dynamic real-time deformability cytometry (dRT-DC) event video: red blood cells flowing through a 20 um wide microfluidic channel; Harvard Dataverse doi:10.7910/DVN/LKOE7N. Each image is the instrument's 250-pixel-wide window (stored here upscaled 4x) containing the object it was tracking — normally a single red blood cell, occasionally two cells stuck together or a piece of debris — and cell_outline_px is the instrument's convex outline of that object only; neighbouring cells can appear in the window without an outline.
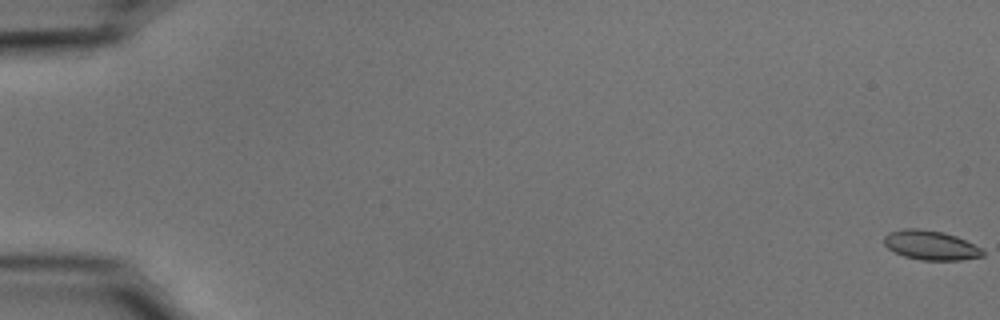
{"species": "common noctule bat (a hibernating species)", "species_latin": "Nyctalus noctula", "temperature_condition": "cold", "stored_images_in_passage": 56, "camera_frame_rate_fps": 3000, "um_per_image_px": 0.085, "animal": {"sex": "male", "body_mass_g": 15.6}, "frame": {"image": 1, "passage_image": 1, "time_ms": 0.0, "image_size_px": [1000, 320], "cell_outline_px": [[984, 256], [960, 260], [920, 260], [904, 256], [888, 248], [884, 244], [884, 236], [888, 232], [904, 228], [920, 228], [944, 232], [956, 236], [980, 248], [984, 252]], "centroid_in_image_um": [79.08, 20.83], "position_along_channel_um": 5.9, "area_um2": 16.88}}
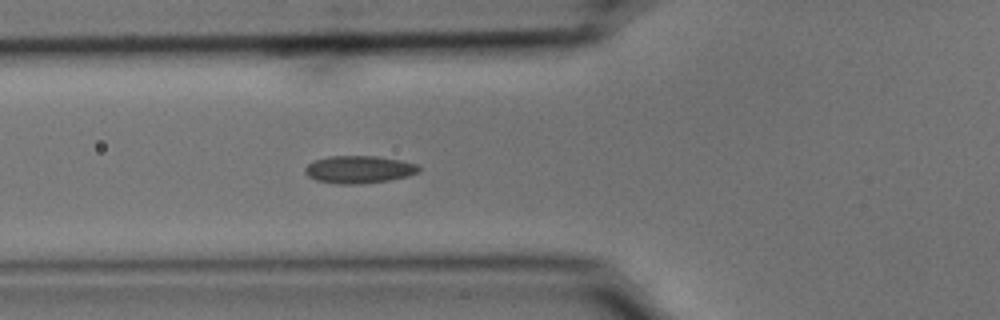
{"frame": {"image": 2, "passage_image": 22, "time_ms": 7.0, "image_size_px": [1000, 320], "cell_outline_px": [[420, 172], [408, 176], [388, 180], [356, 184], [336, 184], [316, 180], [308, 176], [304, 172], [304, 168], [312, 160], [328, 156], [376, 156], [400, 160], [416, 164], [420, 168]], "centroid_in_image_um": [30.48, 14.4], "position_along_channel_um": 95.3, "area_um2": 18.32}}
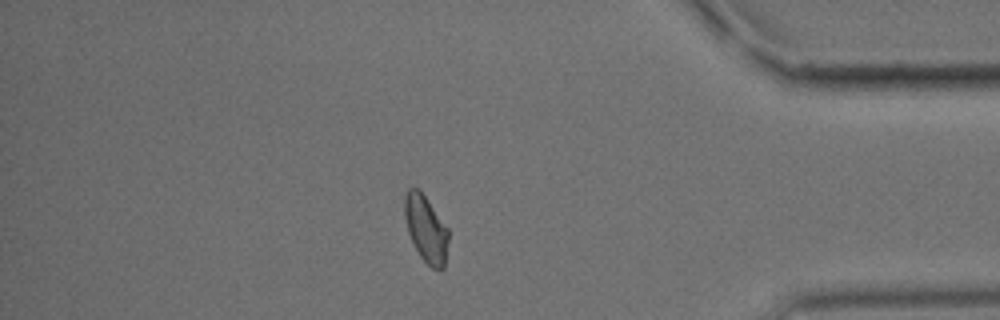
{"frame": {"image": 3, "passage_image": 49, "time_ms": 16.0, "image_size_px": [1000, 320], "cell_outline_px": [[448, 240], [444, 268], [440, 272], [432, 268], [420, 256], [408, 232], [404, 216], [404, 196], [408, 188], [420, 188], [448, 228]], "centroid_in_image_um": [36.2, 19.43], "position_along_channel_um": 399.0, "area_um2": 17.17}, "authors_computed_cell_mechanics": {"area_um2": 17.3689, "velocity_mm_per_s": 3.6887, "shape_relaxation_time_tau1_ms": 5.0384, "shape_relaxation_time_tau2_ms": 2.3351, "deformation_change_tau1": 0.1237, "deformation_change_tau2": 0.0541}}